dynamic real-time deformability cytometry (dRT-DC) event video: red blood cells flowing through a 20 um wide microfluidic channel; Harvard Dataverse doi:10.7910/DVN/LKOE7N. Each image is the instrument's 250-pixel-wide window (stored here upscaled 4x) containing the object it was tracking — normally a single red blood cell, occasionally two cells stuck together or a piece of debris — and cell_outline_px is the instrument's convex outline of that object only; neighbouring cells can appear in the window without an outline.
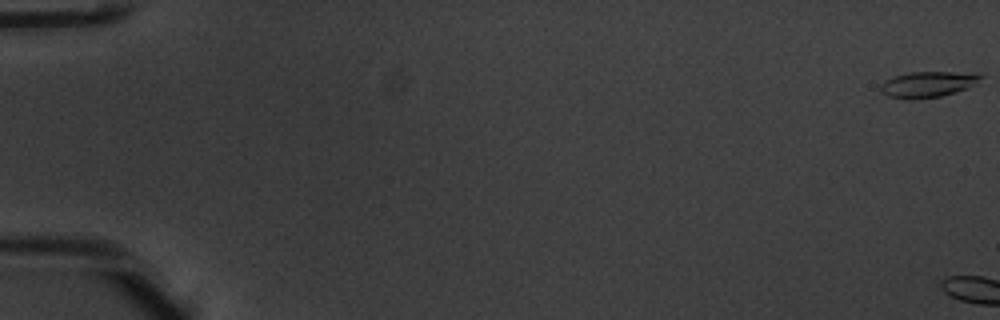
{"species": "common noctule bat (a hibernating species)", "species_latin": "Nyctalus noctula", "temperature_condition": "warm", "stored_images_in_passage": 4, "camera_frame_rate_fps": 3000, "um_per_image_px": 0.085, "animal": {"sex": "male", "body_mass_g": 20.1, "forearm_length_mm": 53.5}, "frame": {"image": 1, "passage_image": 1, "time_ms": 0.0, "image_size_px": [1000, 320], "cell_outline_px": [[984, 76], [972, 84], [956, 92], [940, 96], [916, 100], [904, 100], [888, 96], [880, 92], [880, 84], [884, 80], [892, 76], [908, 72], [952, 72]], "centroid_in_image_um": [78.69, 7.19], "position_along_channel_um": 6.3, "area_um2": 14.97}}